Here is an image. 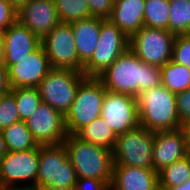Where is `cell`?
Wrapping results in <instances>:
<instances>
[{"mask_svg": "<svg viewBox=\"0 0 190 190\" xmlns=\"http://www.w3.org/2000/svg\"><path fill=\"white\" fill-rule=\"evenodd\" d=\"M97 78L106 90L136 98L138 94L161 85V70L141 61L128 48Z\"/></svg>", "mask_w": 190, "mask_h": 190, "instance_id": "obj_1", "label": "cell"}, {"mask_svg": "<svg viewBox=\"0 0 190 190\" xmlns=\"http://www.w3.org/2000/svg\"><path fill=\"white\" fill-rule=\"evenodd\" d=\"M68 159L75 168L77 178H94L112 183L113 154L108 148L82 141L68 134L62 143Z\"/></svg>", "mask_w": 190, "mask_h": 190, "instance_id": "obj_2", "label": "cell"}, {"mask_svg": "<svg viewBox=\"0 0 190 190\" xmlns=\"http://www.w3.org/2000/svg\"><path fill=\"white\" fill-rule=\"evenodd\" d=\"M139 123L153 132L175 130L182 125L177 113L176 94L162 84L136 97Z\"/></svg>", "mask_w": 190, "mask_h": 190, "instance_id": "obj_3", "label": "cell"}, {"mask_svg": "<svg viewBox=\"0 0 190 190\" xmlns=\"http://www.w3.org/2000/svg\"><path fill=\"white\" fill-rule=\"evenodd\" d=\"M106 89L97 77H86L78 86L75 99L65 114L68 134L76 135L101 116Z\"/></svg>", "mask_w": 190, "mask_h": 190, "instance_id": "obj_4", "label": "cell"}, {"mask_svg": "<svg viewBox=\"0 0 190 190\" xmlns=\"http://www.w3.org/2000/svg\"><path fill=\"white\" fill-rule=\"evenodd\" d=\"M76 181V171L64 145H40L36 188L51 186L60 190H74Z\"/></svg>", "mask_w": 190, "mask_h": 190, "instance_id": "obj_5", "label": "cell"}, {"mask_svg": "<svg viewBox=\"0 0 190 190\" xmlns=\"http://www.w3.org/2000/svg\"><path fill=\"white\" fill-rule=\"evenodd\" d=\"M155 132L139 125L117 136L113 165L153 168Z\"/></svg>", "mask_w": 190, "mask_h": 190, "instance_id": "obj_6", "label": "cell"}, {"mask_svg": "<svg viewBox=\"0 0 190 190\" xmlns=\"http://www.w3.org/2000/svg\"><path fill=\"white\" fill-rule=\"evenodd\" d=\"M87 76L72 69L52 68L38 85L42 102L64 116L69 111L80 83Z\"/></svg>", "mask_w": 190, "mask_h": 190, "instance_id": "obj_7", "label": "cell"}, {"mask_svg": "<svg viewBox=\"0 0 190 190\" xmlns=\"http://www.w3.org/2000/svg\"><path fill=\"white\" fill-rule=\"evenodd\" d=\"M175 37L168 30L144 26L129 38V48L141 61L162 67L172 59Z\"/></svg>", "mask_w": 190, "mask_h": 190, "instance_id": "obj_8", "label": "cell"}, {"mask_svg": "<svg viewBox=\"0 0 190 190\" xmlns=\"http://www.w3.org/2000/svg\"><path fill=\"white\" fill-rule=\"evenodd\" d=\"M129 48V37L110 20L101 23L97 47L91 59L84 65L87 77H97Z\"/></svg>", "mask_w": 190, "mask_h": 190, "instance_id": "obj_9", "label": "cell"}, {"mask_svg": "<svg viewBox=\"0 0 190 190\" xmlns=\"http://www.w3.org/2000/svg\"><path fill=\"white\" fill-rule=\"evenodd\" d=\"M41 44L52 68L83 72L84 64L79 60L71 23L60 22L41 40Z\"/></svg>", "mask_w": 190, "mask_h": 190, "instance_id": "obj_10", "label": "cell"}, {"mask_svg": "<svg viewBox=\"0 0 190 190\" xmlns=\"http://www.w3.org/2000/svg\"><path fill=\"white\" fill-rule=\"evenodd\" d=\"M39 156L40 145L26 151L8 152L0 159V184L23 185L29 181L26 185L36 188Z\"/></svg>", "mask_w": 190, "mask_h": 190, "instance_id": "obj_11", "label": "cell"}, {"mask_svg": "<svg viewBox=\"0 0 190 190\" xmlns=\"http://www.w3.org/2000/svg\"><path fill=\"white\" fill-rule=\"evenodd\" d=\"M101 117L118 136L140 125L135 97L106 90Z\"/></svg>", "mask_w": 190, "mask_h": 190, "instance_id": "obj_12", "label": "cell"}, {"mask_svg": "<svg viewBox=\"0 0 190 190\" xmlns=\"http://www.w3.org/2000/svg\"><path fill=\"white\" fill-rule=\"evenodd\" d=\"M24 122L39 145L62 144L68 136L65 116L45 102Z\"/></svg>", "mask_w": 190, "mask_h": 190, "instance_id": "obj_13", "label": "cell"}, {"mask_svg": "<svg viewBox=\"0 0 190 190\" xmlns=\"http://www.w3.org/2000/svg\"><path fill=\"white\" fill-rule=\"evenodd\" d=\"M6 67L11 89L37 88L52 69L42 44L18 63Z\"/></svg>", "mask_w": 190, "mask_h": 190, "instance_id": "obj_14", "label": "cell"}, {"mask_svg": "<svg viewBox=\"0 0 190 190\" xmlns=\"http://www.w3.org/2000/svg\"><path fill=\"white\" fill-rule=\"evenodd\" d=\"M17 21L41 40L60 23L54 0H29L17 9Z\"/></svg>", "mask_w": 190, "mask_h": 190, "instance_id": "obj_15", "label": "cell"}, {"mask_svg": "<svg viewBox=\"0 0 190 190\" xmlns=\"http://www.w3.org/2000/svg\"><path fill=\"white\" fill-rule=\"evenodd\" d=\"M188 155L183 128L155 132L153 169L158 173L164 167Z\"/></svg>", "mask_w": 190, "mask_h": 190, "instance_id": "obj_16", "label": "cell"}, {"mask_svg": "<svg viewBox=\"0 0 190 190\" xmlns=\"http://www.w3.org/2000/svg\"><path fill=\"white\" fill-rule=\"evenodd\" d=\"M5 47V66H12L19 59L36 50L41 39L18 21L3 32Z\"/></svg>", "mask_w": 190, "mask_h": 190, "instance_id": "obj_17", "label": "cell"}, {"mask_svg": "<svg viewBox=\"0 0 190 190\" xmlns=\"http://www.w3.org/2000/svg\"><path fill=\"white\" fill-rule=\"evenodd\" d=\"M158 186L153 168L113 165L111 190H155Z\"/></svg>", "mask_w": 190, "mask_h": 190, "instance_id": "obj_18", "label": "cell"}, {"mask_svg": "<svg viewBox=\"0 0 190 190\" xmlns=\"http://www.w3.org/2000/svg\"><path fill=\"white\" fill-rule=\"evenodd\" d=\"M145 0H114L110 21L129 38L144 27Z\"/></svg>", "mask_w": 190, "mask_h": 190, "instance_id": "obj_19", "label": "cell"}, {"mask_svg": "<svg viewBox=\"0 0 190 190\" xmlns=\"http://www.w3.org/2000/svg\"><path fill=\"white\" fill-rule=\"evenodd\" d=\"M103 21L91 16L71 23L79 60L84 65L94 54Z\"/></svg>", "mask_w": 190, "mask_h": 190, "instance_id": "obj_20", "label": "cell"}, {"mask_svg": "<svg viewBox=\"0 0 190 190\" xmlns=\"http://www.w3.org/2000/svg\"><path fill=\"white\" fill-rule=\"evenodd\" d=\"M76 136L82 141L99 145L112 151L117 140V135L101 116L97 117L89 125L82 128Z\"/></svg>", "mask_w": 190, "mask_h": 190, "instance_id": "obj_21", "label": "cell"}, {"mask_svg": "<svg viewBox=\"0 0 190 190\" xmlns=\"http://www.w3.org/2000/svg\"><path fill=\"white\" fill-rule=\"evenodd\" d=\"M0 132L9 152L26 151L39 146L24 121L13 123Z\"/></svg>", "mask_w": 190, "mask_h": 190, "instance_id": "obj_22", "label": "cell"}, {"mask_svg": "<svg viewBox=\"0 0 190 190\" xmlns=\"http://www.w3.org/2000/svg\"><path fill=\"white\" fill-rule=\"evenodd\" d=\"M161 84L172 93H179L190 88V68L170 60L160 67Z\"/></svg>", "mask_w": 190, "mask_h": 190, "instance_id": "obj_23", "label": "cell"}, {"mask_svg": "<svg viewBox=\"0 0 190 190\" xmlns=\"http://www.w3.org/2000/svg\"><path fill=\"white\" fill-rule=\"evenodd\" d=\"M190 178V155L185 156L158 172L159 186L165 189L185 183Z\"/></svg>", "mask_w": 190, "mask_h": 190, "instance_id": "obj_24", "label": "cell"}, {"mask_svg": "<svg viewBox=\"0 0 190 190\" xmlns=\"http://www.w3.org/2000/svg\"><path fill=\"white\" fill-rule=\"evenodd\" d=\"M170 0H145L144 26L169 31Z\"/></svg>", "mask_w": 190, "mask_h": 190, "instance_id": "obj_25", "label": "cell"}, {"mask_svg": "<svg viewBox=\"0 0 190 190\" xmlns=\"http://www.w3.org/2000/svg\"><path fill=\"white\" fill-rule=\"evenodd\" d=\"M169 32L190 34V0H170Z\"/></svg>", "mask_w": 190, "mask_h": 190, "instance_id": "obj_26", "label": "cell"}, {"mask_svg": "<svg viewBox=\"0 0 190 190\" xmlns=\"http://www.w3.org/2000/svg\"><path fill=\"white\" fill-rule=\"evenodd\" d=\"M54 3L62 23H72L92 16L87 0H54Z\"/></svg>", "mask_w": 190, "mask_h": 190, "instance_id": "obj_27", "label": "cell"}, {"mask_svg": "<svg viewBox=\"0 0 190 190\" xmlns=\"http://www.w3.org/2000/svg\"><path fill=\"white\" fill-rule=\"evenodd\" d=\"M10 92L15 97L20 121L30 118L42 102L38 88H13Z\"/></svg>", "mask_w": 190, "mask_h": 190, "instance_id": "obj_28", "label": "cell"}, {"mask_svg": "<svg viewBox=\"0 0 190 190\" xmlns=\"http://www.w3.org/2000/svg\"><path fill=\"white\" fill-rule=\"evenodd\" d=\"M19 121L20 118L14 95L11 92L0 95V131Z\"/></svg>", "mask_w": 190, "mask_h": 190, "instance_id": "obj_29", "label": "cell"}, {"mask_svg": "<svg viewBox=\"0 0 190 190\" xmlns=\"http://www.w3.org/2000/svg\"><path fill=\"white\" fill-rule=\"evenodd\" d=\"M171 60L190 68V34L176 35Z\"/></svg>", "mask_w": 190, "mask_h": 190, "instance_id": "obj_30", "label": "cell"}, {"mask_svg": "<svg viewBox=\"0 0 190 190\" xmlns=\"http://www.w3.org/2000/svg\"><path fill=\"white\" fill-rule=\"evenodd\" d=\"M16 21L17 9L8 0H0V31L4 32Z\"/></svg>", "mask_w": 190, "mask_h": 190, "instance_id": "obj_31", "label": "cell"}, {"mask_svg": "<svg viewBox=\"0 0 190 190\" xmlns=\"http://www.w3.org/2000/svg\"><path fill=\"white\" fill-rule=\"evenodd\" d=\"M91 15L95 18L109 20L114 6V0H87Z\"/></svg>", "mask_w": 190, "mask_h": 190, "instance_id": "obj_32", "label": "cell"}, {"mask_svg": "<svg viewBox=\"0 0 190 190\" xmlns=\"http://www.w3.org/2000/svg\"><path fill=\"white\" fill-rule=\"evenodd\" d=\"M177 113L181 125L190 122V88L176 93Z\"/></svg>", "mask_w": 190, "mask_h": 190, "instance_id": "obj_33", "label": "cell"}, {"mask_svg": "<svg viewBox=\"0 0 190 190\" xmlns=\"http://www.w3.org/2000/svg\"><path fill=\"white\" fill-rule=\"evenodd\" d=\"M74 190H111V188L103 180L77 178Z\"/></svg>", "mask_w": 190, "mask_h": 190, "instance_id": "obj_34", "label": "cell"}, {"mask_svg": "<svg viewBox=\"0 0 190 190\" xmlns=\"http://www.w3.org/2000/svg\"><path fill=\"white\" fill-rule=\"evenodd\" d=\"M11 91L8 79V69L5 65H0V95L7 94Z\"/></svg>", "mask_w": 190, "mask_h": 190, "instance_id": "obj_35", "label": "cell"}, {"mask_svg": "<svg viewBox=\"0 0 190 190\" xmlns=\"http://www.w3.org/2000/svg\"><path fill=\"white\" fill-rule=\"evenodd\" d=\"M0 190H35V187L28 185H1Z\"/></svg>", "mask_w": 190, "mask_h": 190, "instance_id": "obj_36", "label": "cell"}, {"mask_svg": "<svg viewBox=\"0 0 190 190\" xmlns=\"http://www.w3.org/2000/svg\"><path fill=\"white\" fill-rule=\"evenodd\" d=\"M0 65H5V47L3 32L0 31Z\"/></svg>", "mask_w": 190, "mask_h": 190, "instance_id": "obj_37", "label": "cell"}, {"mask_svg": "<svg viewBox=\"0 0 190 190\" xmlns=\"http://www.w3.org/2000/svg\"><path fill=\"white\" fill-rule=\"evenodd\" d=\"M182 128L185 133L187 152H188V155H190V122L184 124Z\"/></svg>", "mask_w": 190, "mask_h": 190, "instance_id": "obj_38", "label": "cell"}, {"mask_svg": "<svg viewBox=\"0 0 190 190\" xmlns=\"http://www.w3.org/2000/svg\"><path fill=\"white\" fill-rule=\"evenodd\" d=\"M7 144L3 138L2 133L0 132V159L3 158L8 153Z\"/></svg>", "mask_w": 190, "mask_h": 190, "instance_id": "obj_39", "label": "cell"}, {"mask_svg": "<svg viewBox=\"0 0 190 190\" xmlns=\"http://www.w3.org/2000/svg\"><path fill=\"white\" fill-rule=\"evenodd\" d=\"M168 190H190V178L181 185L169 187Z\"/></svg>", "mask_w": 190, "mask_h": 190, "instance_id": "obj_40", "label": "cell"}, {"mask_svg": "<svg viewBox=\"0 0 190 190\" xmlns=\"http://www.w3.org/2000/svg\"><path fill=\"white\" fill-rule=\"evenodd\" d=\"M16 9L28 2L29 0H8Z\"/></svg>", "mask_w": 190, "mask_h": 190, "instance_id": "obj_41", "label": "cell"}, {"mask_svg": "<svg viewBox=\"0 0 190 190\" xmlns=\"http://www.w3.org/2000/svg\"><path fill=\"white\" fill-rule=\"evenodd\" d=\"M35 190H60V189L50 186V187H38V188H35Z\"/></svg>", "mask_w": 190, "mask_h": 190, "instance_id": "obj_42", "label": "cell"}, {"mask_svg": "<svg viewBox=\"0 0 190 190\" xmlns=\"http://www.w3.org/2000/svg\"><path fill=\"white\" fill-rule=\"evenodd\" d=\"M155 190H168V189H165V188L158 186Z\"/></svg>", "mask_w": 190, "mask_h": 190, "instance_id": "obj_43", "label": "cell"}]
</instances>
